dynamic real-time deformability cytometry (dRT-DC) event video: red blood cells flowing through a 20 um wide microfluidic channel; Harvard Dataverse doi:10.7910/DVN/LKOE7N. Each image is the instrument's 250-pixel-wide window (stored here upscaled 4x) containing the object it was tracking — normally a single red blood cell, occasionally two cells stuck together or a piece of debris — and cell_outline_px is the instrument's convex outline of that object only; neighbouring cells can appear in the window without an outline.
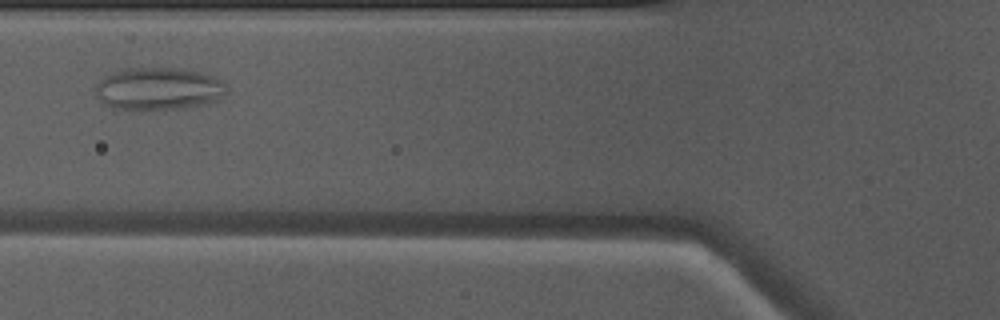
{"species": "Egyptian fruit bat (a non-hibernating species)", "species_latin": "Rousettus aegyptiacus", "temperature_condition": "warm", "stored_images_in_passage": 29, "camera_frame_rate_fps": 3000, "um_per_image_px": 0.085, "animal": {"sex": "male"}, "frame": {"image": 1, "passage_image": 6, "time_ms": 1.667, "image_size_px": [1000, 320], "cell_outline_px": [[228, 92], [216, 100], [204, 104], [184, 108], [112, 108], [104, 104], [96, 96], [96, 84], [104, 76], [116, 72], [132, 68], [180, 68], [204, 72], [220, 80], [228, 88]], "centroid_in_image_um": [13.5, 7.52], "position_along_channel_um": 112.3, "area_um2": 32.08}}
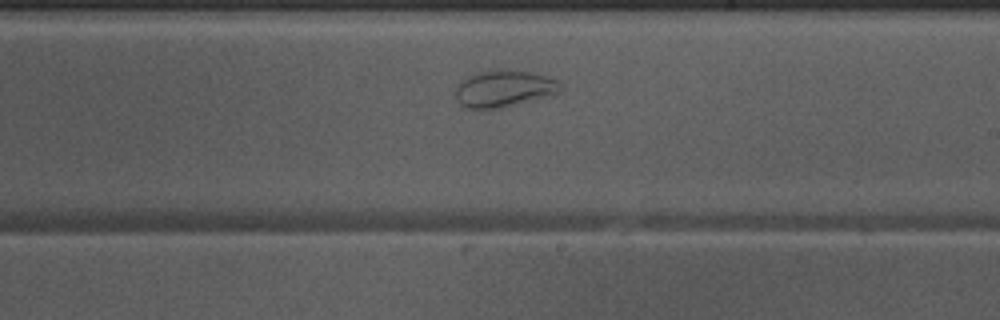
{"frame": {"image": 2, "passage_image": 16, "time_ms": 5.0, "image_size_px": [1000, 320], "cell_outline_px": [[564, 88], [560, 92], [500, 108], [468, 108], [460, 104], [456, 100], [456, 84], [460, 80], [468, 76], [480, 72], [508, 68], [512, 68], [532, 72], [556, 80]], "centroid_in_image_um": [42.81, 7.51], "position_along_channel_um": 246.2, "area_um2": 22.43}}
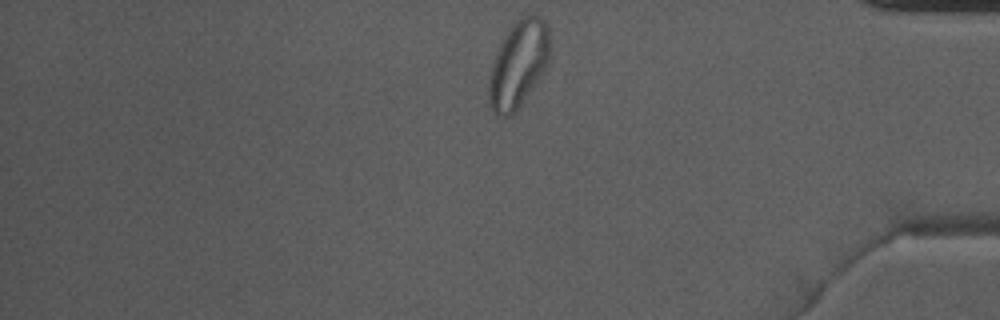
{"frame": {"image": 3, "passage_image": 29, "time_ms": 9.333, "image_size_px": [1000, 320], "cell_outline_px": [[548, 64], [516, 112], [512, 116], [500, 116], [492, 112], [488, 100], [488, 80], [492, 64], [500, 44], [516, 20], [520, 16], [528, 12], [544, 20], [548, 28]], "centroid_in_image_um": [44.03, 5.48], "position_along_channel_um": 391.2, "area_um2": 30.58}, "authors_computed_cell_mechanics": {"area_um2": 28.3798, "velocity_mm_per_s": 4.0229, "shape_relaxation_time_tau1_ms": null, "shape_relaxation_time_tau2_ms": 1.4346, "deformation_change_tau1": null, "deformation_change_tau2": 0.0501}}